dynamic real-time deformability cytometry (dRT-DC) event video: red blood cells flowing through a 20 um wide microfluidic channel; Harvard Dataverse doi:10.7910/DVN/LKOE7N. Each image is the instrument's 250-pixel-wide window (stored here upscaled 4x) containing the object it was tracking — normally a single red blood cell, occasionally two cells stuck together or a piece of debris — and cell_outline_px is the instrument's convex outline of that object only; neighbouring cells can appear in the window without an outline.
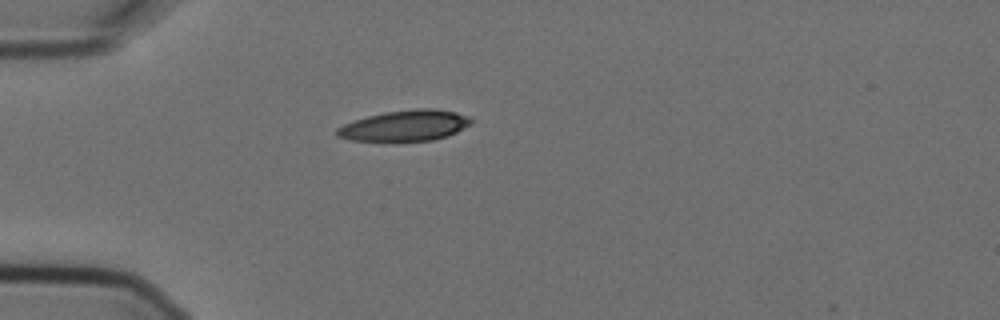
{"species": "Egyptian fruit bat (a non-hibernating species)", "species_latin": "Rousettus aegyptiacus", "temperature_condition": "cold", "stored_images_in_passage": 1, "camera_frame_rate_fps": 3000, "um_per_image_px": 0.085, "animal": {"sex": "female"}, "frame": {"image": 1, "passage_image": 1, "time_ms": 0.0, "image_size_px": [1000, 320], "cell_outline_px": [[472, 124], [448, 136], [432, 140], [392, 144], [352, 140], [336, 136], [336, 128], [344, 124], [368, 116], [384, 112], [420, 108], [432, 108], [456, 112], [468, 116], [472, 120]], "centroid_in_image_um": [34.41, 10.73], "position_along_channel_um": 50.6, "area_um2": 24.91}}